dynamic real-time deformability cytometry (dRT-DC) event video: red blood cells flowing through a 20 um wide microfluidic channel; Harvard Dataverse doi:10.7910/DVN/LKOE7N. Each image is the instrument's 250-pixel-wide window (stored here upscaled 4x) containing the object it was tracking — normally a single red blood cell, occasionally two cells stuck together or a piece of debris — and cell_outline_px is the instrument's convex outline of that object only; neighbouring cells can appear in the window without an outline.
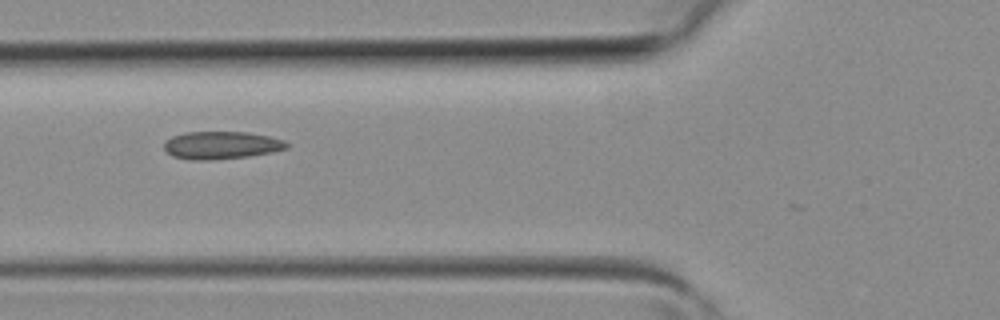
{"species": "common noctule bat (a hibernating species)", "species_latin": "Nyctalus noctula", "temperature_condition": "room temperature", "stored_images_in_passage": 6, "camera_frame_rate_fps": 3000, "um_per_image_px": 0.085, "animal": {"sex": "female", "body_mass_g": 19.3, "forearm_length_mm": 54.1}, "frame": {"image": 1, "passage_image": 5, "time_ms": 1.333, "image_size_px": [1000, 320], "cell_outline_px": [[288, 148], [272, 152], [248, 156], [212, 160], [188, 160], [172, 156], [164, 148], [164, 140], [172, 136], [184, 132], [248, 132], [268, 136], [284, 140], [288, 144]], "centroid_in_image_um": [18.78, 12.34], "position_along_channel_um": 107.0, "area_um2": 19.88}}
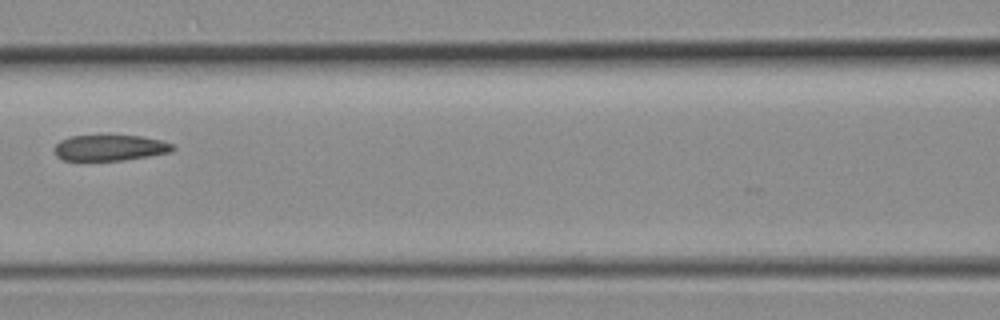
{"frame": {"image": 2, "passage_image": 6, "time_ms": 1.667, "image_size_px": [1000, 320], "cell_outline_px": [[176, 148], [172, 152], [124, 160], [64, 160], [56, 156], [56, 144], [60, 140], [72, 136], [140, 136], [160, 140], [172, 144]], "centroid_in_image_um": [9.37, 12.57], "position_along_channel_um": 157.2, "area_um2": 17.57}}